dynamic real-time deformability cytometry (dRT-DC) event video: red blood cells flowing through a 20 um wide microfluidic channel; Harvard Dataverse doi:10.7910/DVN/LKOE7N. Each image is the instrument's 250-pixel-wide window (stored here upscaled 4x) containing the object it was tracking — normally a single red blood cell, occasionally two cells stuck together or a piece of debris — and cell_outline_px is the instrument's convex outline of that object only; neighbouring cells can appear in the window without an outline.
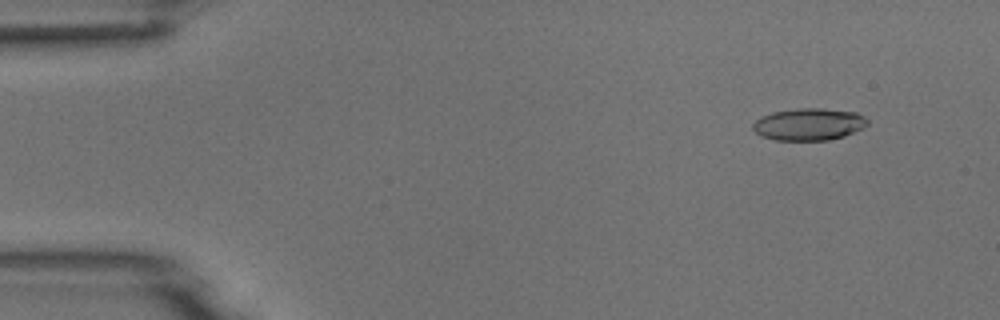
{"species": "common noctule bat (a hibernating species)", "species_latin": "Nyctalus noctula", "temperature_condition": "room temperature", "stored_images_in_passage": 4, "camera_frame_rate_fps": 3000, "um_per_image_px": 0.085, "animal": {"sex": "male", "body_mass_g": 18.8}, "frame": {"image": 1, "passage_image": 1, "time_ms": 0.0, "image_size_px": [1000, 320], "cell_outline_px": [[868, 124], [844, 136], [828, 140], [776, 140], [760, 136], [752, 128], [752, 124], [760, 116], [772, 112], [796, 108], [824, 108], [856, 112], [864, 116], [868, 120]], "centroid_in_image_um": [68.72, 10.55], "position_along_channel_um": 16.3, "area_um2": 21.5}}